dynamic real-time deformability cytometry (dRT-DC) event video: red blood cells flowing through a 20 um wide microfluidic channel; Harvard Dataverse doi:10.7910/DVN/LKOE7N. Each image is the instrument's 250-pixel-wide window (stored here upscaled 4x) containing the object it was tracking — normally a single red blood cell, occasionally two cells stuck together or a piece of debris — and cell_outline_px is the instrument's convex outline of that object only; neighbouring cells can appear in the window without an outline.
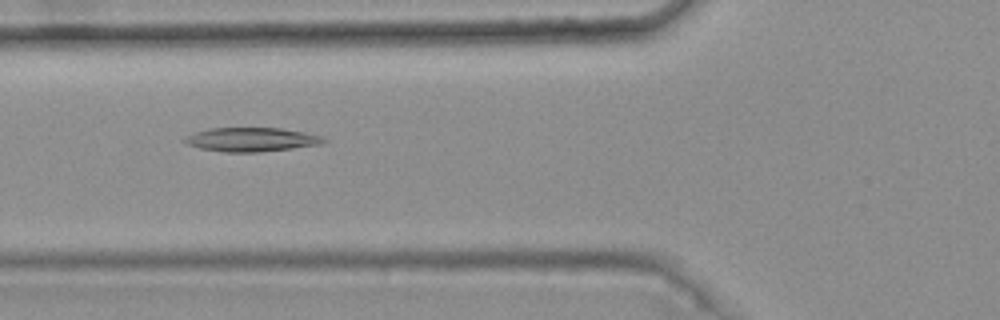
{"species": "common noctule bat (a hibernating species)", "species_latin": "Nyctalus noctula", "temperature_condition": "warm", "stored_images_in_passage": 8, "camera_frame_rate_fps": 3000, "um_per_image_px": 0.085, "animal": {"sex": "female", "body_mass_g": 25.1}, "frame": {"image": 1, "passage_image": 4, "time_ms": 1.0, "image_size_px": [1000, 320], "cell_outline_px": [[328, 140], [320, 144], [292, 148], [260, 152], [224, 152], [200, 148], [188, 144], [180, 140], [184, 136], [208, 128], [280, 128], [304, 132], [320, 136]], "centroid_in_image_um": [21.32, 11.86], "position_along_channel_um": 104.5, "area_um2": 19.36}}
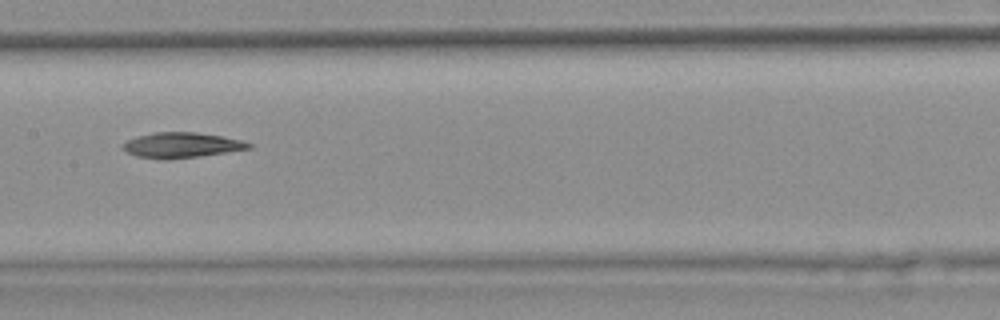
{"frame": {"image": 2, "passage_image": 6, "time_ms": 1.667, "image_size_px": [1000, 320], "cell_outline_px": [[252, 148], [200, 156], [168, 160], [164, 160], [136, 156], [120, 148], [120, 144], [136, 136], [156, 132], [196, 132], [220, 136], [240, 140], [252, 144]], "centroid_in_image_um": [15.37, 12.34], "position_along_channel_um": 192.0, "area_um2": 18.61}}
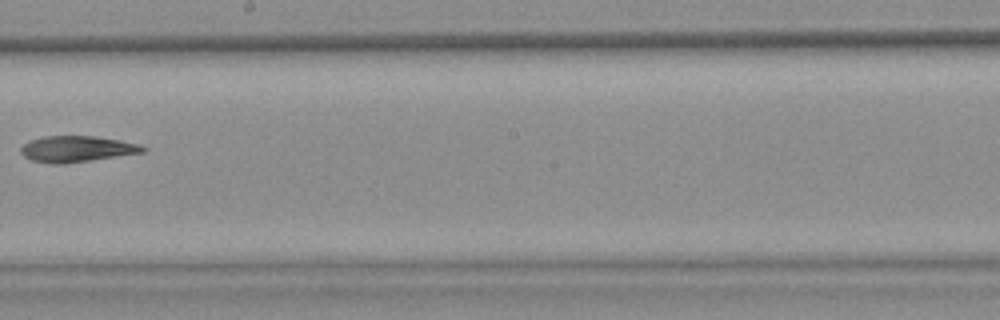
{"frame": {"image": 3, "passage_image": 7, "time_ms": 2.0, "image_size_px": [1000, 320], "cell_outline_px": [[148, 148], [144, 152], [64, 164], [52, 164], [32, 160], [24, 156], [20, 152], [20, 148], [24, 144], [32, 140], [44, 136], [92, 136], [120, 140], [140, 144]], "centroid_in_image_um": [6.54, 12.66], "position_along_channel_um": 241.7, "area_um2": 18.44}}